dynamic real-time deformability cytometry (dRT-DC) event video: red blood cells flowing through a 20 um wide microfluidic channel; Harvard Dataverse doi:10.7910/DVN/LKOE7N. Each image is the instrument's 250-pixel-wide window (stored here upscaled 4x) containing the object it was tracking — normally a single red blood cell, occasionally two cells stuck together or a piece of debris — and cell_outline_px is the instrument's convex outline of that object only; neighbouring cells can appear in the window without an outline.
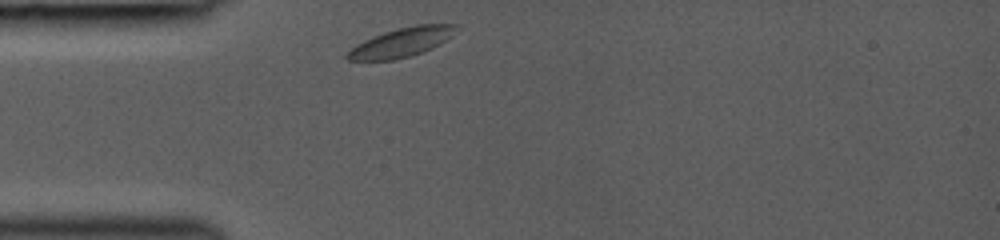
{"species": "common noctule bat (a hibernating species)", "species_latin": "Nyctalus noctula", "temperature_condition": "room temperature", "stored_images_in_passage": 24, "camera_frame_rate_fps": 3000, "um_per_image_px": 0.085, "animal": {"sex": "female", "body_mass_g": 19.0, "forearm_length_mm": 53.3}, "frame": {"image": 1, "passage_image": 1, "time_ms": 0.0, "image_size_px": [1000, 240], "cell_outline_px": [[460, 24], [452, 36], [440, 44], [432, 48], [412, 56], [396, 60], [348, 60], [344, 56], [356, 44], [372, 36], [396, 28], [416, 24]], "centroid_in_image_um": [34.15, 3.59], "position_along_channel_um": 50.8, "area_um2": 18.67}}
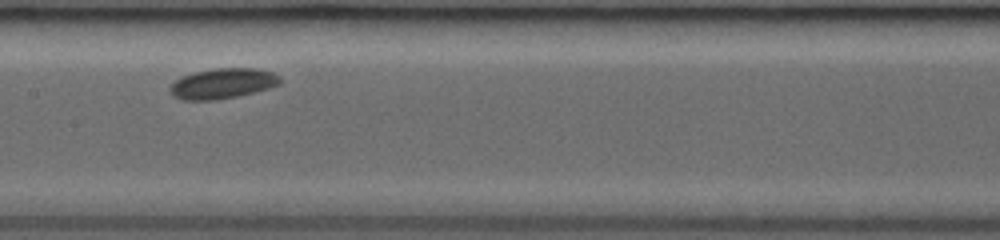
{"frame": {"image": 2, "passage_image": 10, "time_ms": 3.667, "image_size_px": [1000, 240], "cell_outline_px": [[280, 84], [268, 88], [236, 96], [216, 100], [184, 100], [176, 96], [168, 88], [180, 76], [196, 72], [216, 68], [256, 68], [272, 72], [280, 76]], "centroid_in_image_um": [18.93, 7.09], "position_along_channel_um": 188.5, "area_um2": 19.19}}
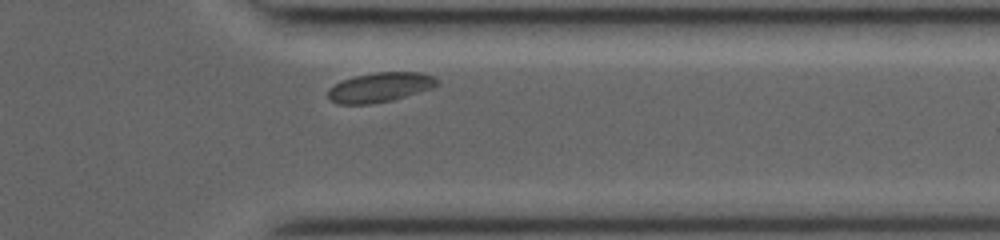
{"frame": {"image": 3, "passage_image": 21, "time_ms": 8.333, "image_size_px": [1000, 240], "cell_outline_px": [[440, 84], [432, 88], [392, 100], [368, 104], [336, 104], [328, 96], [328, 88], [344, 80], [356, 76], [376, 72], [420, 72], [432, 76], [440, 80]], "centroid_in_image_um": [32.33, 7.42], "position_along_channel_um": 379.1, "area_um2": 18.67}}